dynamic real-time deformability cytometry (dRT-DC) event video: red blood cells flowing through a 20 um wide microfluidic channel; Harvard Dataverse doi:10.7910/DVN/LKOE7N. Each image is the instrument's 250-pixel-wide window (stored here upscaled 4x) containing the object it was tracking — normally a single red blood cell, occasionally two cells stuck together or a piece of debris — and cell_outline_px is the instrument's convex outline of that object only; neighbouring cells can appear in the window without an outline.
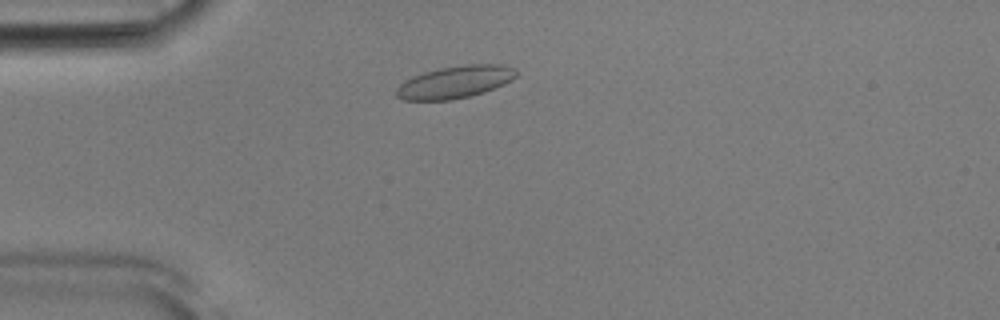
{"species": "Egyptian fruit bat (a non-hibernating species)", "species_latin": "Rousettus aegyptiacus", "temperature_condition": "room temperature", "stored_images_in_passage": 46, "camera_frame_rate_fps": 3000, "um_per_image_px": 0.085, "animal": {"sex": "male"}, "frame": {"image": 1, "passage_image": 7, "time_ms": 2.0, "image_size_px": [1000, 320], "cell_outline_px": [[516, 76], [512, 80], [504, 84], [484, 92], [452, 100], [404, 100], [396, 96], [396, 88], [404, 80], [412, 76], [424, 72], [440, 68], [468, 64], [504, 64], [516, 68]], "centroid_in_image_um": [38.68, 6.97], "position_along_channel_um": 46.3, "area_um2": 22.66}}
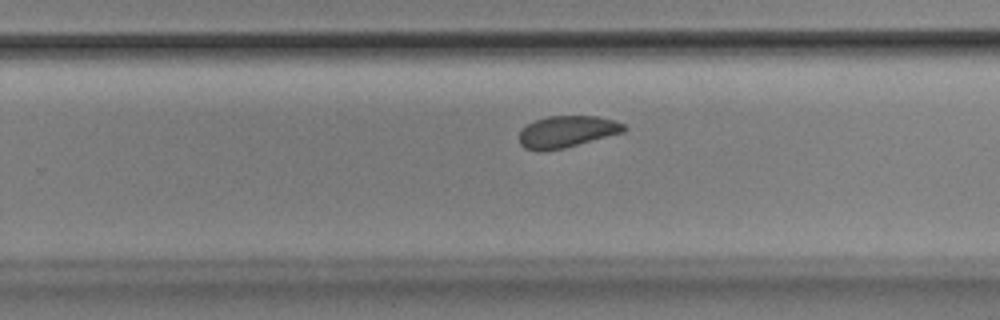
{"frame": {"image": 2, "passage_image": 27, "time_ms": 8.667, "image_size_px": [1000, 320], "cell_outline_px": [[628, 128], [624, 132], [564, 148], [540, 152], [524, 148], [520, 144], [520, 132], [528, 124], [536, 120], [548, 116], [596, 116], [612, 120], [624, 124]], "centroid_in_image_um": [48.19, 11.2], "position_along_channel_um": 281.6, "area_um2": 19.25}}
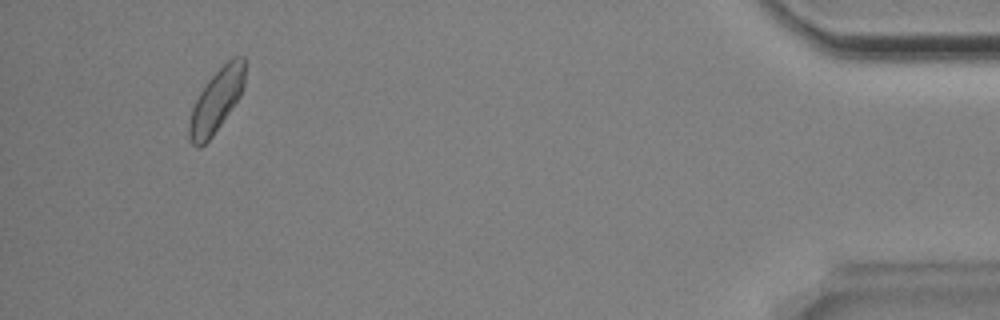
{"frame": {"image": 3, "passage_image": 43, "time_ms": 14.0, "image_size_px": [1000, 320], "cell_outline_px": [[244, 84], [240, 96], [212, 136], [200, 148], [196, 148], [192, 144], [188, 136], [188, 124], [192, 108], [200, 92], [208, 80], [232, 56], [244, 56]], "centroid_in_image_um": [18.37, 8.57], "position_along_channel_um": 416.8, "area_um2": 20.17}, "authors_computed_cell_mechanics": {"area_um2": 20.2589, "velocity_mm_per_s": 3.8205, "shape_relaxation_time_tau1_ms": 2.6988, "shape_relaxation_time_tau2_ms": 3.4893, "deformation_change_tau1": 0.0758, "deformation_change_tau2": 0.0524}}